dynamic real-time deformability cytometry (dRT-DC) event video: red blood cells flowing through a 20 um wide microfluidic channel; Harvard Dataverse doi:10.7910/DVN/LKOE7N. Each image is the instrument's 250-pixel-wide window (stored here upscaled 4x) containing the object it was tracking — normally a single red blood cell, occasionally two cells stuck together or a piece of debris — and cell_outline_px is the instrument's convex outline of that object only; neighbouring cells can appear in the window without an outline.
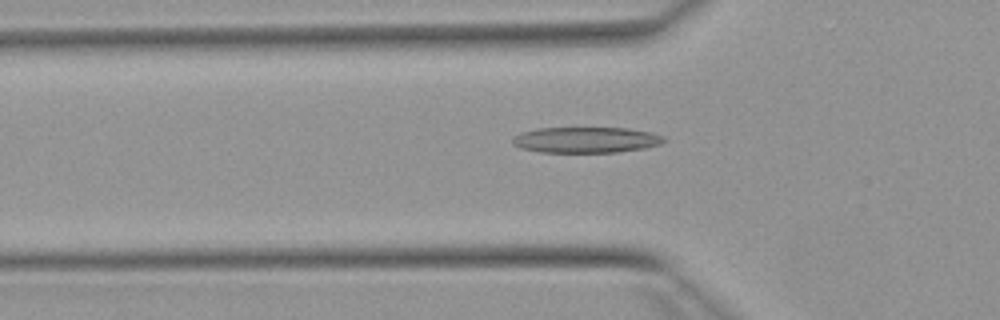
{"species": "Egyptian fruit bat (a non-hibernating species)", "species_latin": "Rousettus aegyptiacus", "temperature_condition": "warm", "stored_images_in_passage": 52, "camera_frame_rate_fps": 3000, "um_per_image_px": 0.085, "animal": {"sex": "female"}, "frame": {"image": 1, "passage_image": 17, "time_ms": 5.333, "image_size_px": [1000, 320], "cell_outline_px": [[668, 140], [660, 144], [644, 148], [616, 152], [540, 152], [520, 148], [512, 144], [512, 136], [520, 132], [536, 128], [628, 128], [652, 132], [664, 136]], "centroid_in_image_um": [49.79, 11.88], "position_along_channel_um": 76.0, "area_um2": 23.0}}
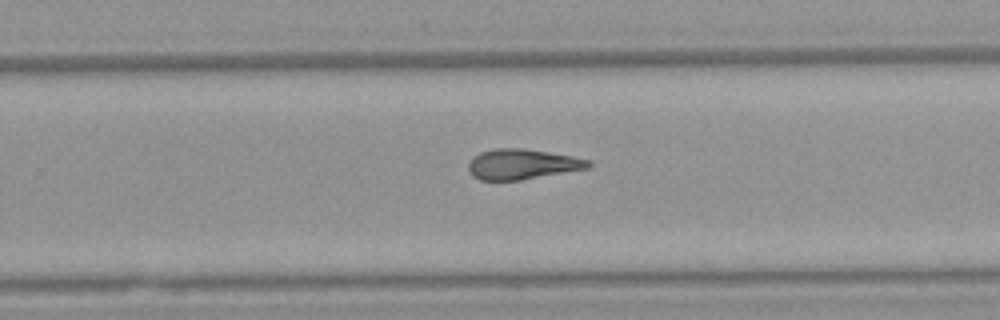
{"frame": {"image": 2, "passage_image": 33, "time_ms": 10.667, "image_size_px": [1000, 320], "cell_outline_px": [[592, 164], [588, 168], [520, 180], [480, 180], [472, 176], [468, 172], [468, 164], [480, 152], [496, 148], [524, 148], [572, 156], [592, 160]], "centroid_in_image_um": [44.39, 13.96], "position_along_channel_um": 285.4, "area_um2": 21.1}}
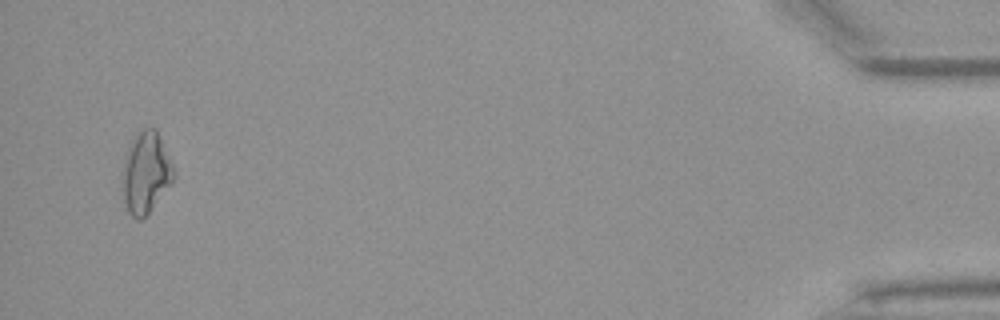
{"frame": {"image": 3, "passage_image": 50, "time_ms": 16.333, "image_size_px": [1000, 320], "cell_outline_px": [[176, 176], [148, 212], [140, 220], [136, 220], [128, 212], [124, 200], [120, 176], [124, 160], [128, 148], [132, 140], [144, 128], [156, 128]], "centroid_in_image_um": [12.35, 14.69], "position_along_channel_um": 422.9, "area_um2": 23.81}, "authors_computed_cell_mechanics": {"area_um2": 22.3108, "velocity_mm_per_s": 3.9219, "shape_relaxation_time_tau1_ms": null, "shape_relaxation_time_tau2_ms": 3.3007, "deformation_change_tau1": null, "deformation_change_tau2": 0.139}}